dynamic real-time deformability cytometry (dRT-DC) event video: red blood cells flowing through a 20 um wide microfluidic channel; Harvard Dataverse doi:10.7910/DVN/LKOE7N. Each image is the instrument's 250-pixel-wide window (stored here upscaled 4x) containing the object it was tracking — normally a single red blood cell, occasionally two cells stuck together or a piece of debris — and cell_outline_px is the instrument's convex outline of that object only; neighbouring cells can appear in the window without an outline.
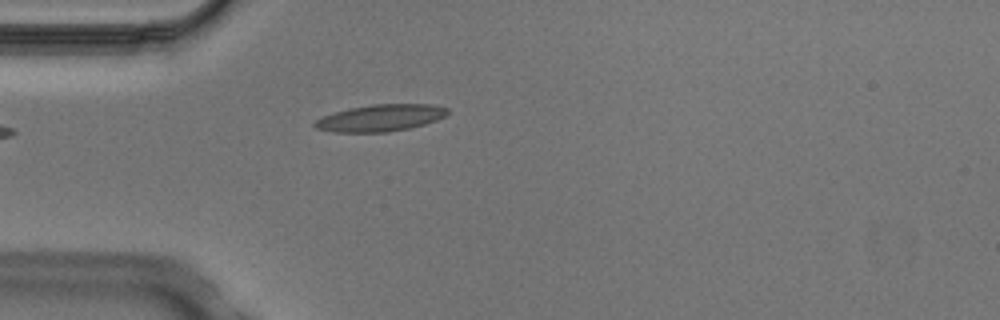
{"species": "Egyptian fruit bat (a non-hibernating species)", "species_latin": "Rousettus aegyptiacus", "temperature_condition": "cold", "stored_images_in_passage": 1, "camera_frame_rate_fps": 3000, "um_per_image_px": 0.085, "animal": {"sex": "male"}, "frame": {"image": 1, "passage_image": 1, "time_ms": 0.0, "image_size_px": [1000, 320], "cell_outline_px": [[448, 112], [444, 116], [436, 120], [424, 124], [408, 128], [388, 132], [332, 132], [316, 128], [312, 124], [316, 120], [324, 116], [348, 108], [372, 104], [432, 104], [448, 108]], "centroid_in_image_um": [32.33, 10.02], "position_along_channel_um": 52.7, "area_um2": 20.63}}